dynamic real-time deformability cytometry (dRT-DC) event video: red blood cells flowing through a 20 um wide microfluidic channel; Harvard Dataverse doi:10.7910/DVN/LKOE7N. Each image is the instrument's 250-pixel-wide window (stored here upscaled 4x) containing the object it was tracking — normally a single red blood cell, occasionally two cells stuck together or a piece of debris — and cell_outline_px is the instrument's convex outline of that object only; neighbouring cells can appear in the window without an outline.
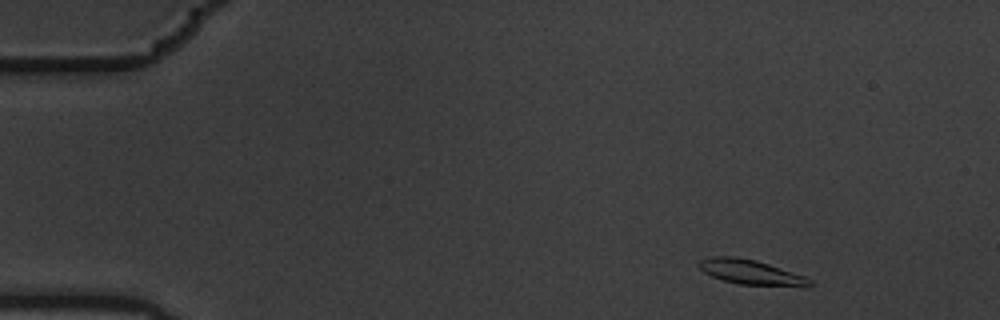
{"species": "common noctule bat (a hibernating species)", "species_latin": "Nyctalus noctula", "temperature_condition": "warm", "stored_images_in_passage": 4, "camera_frame_rate_fps": 3000, "um_per_image_px": 0.085, "animal": {"sex": "male", "body_mass_g": 19.5, "forearm_length_mm": 54.6}, "frame": {"image": 1, "passage_image": 1, "time_ms": 0.0, "image_size_px": [1000, 320], "cell_outline_px": [[816, 284], [808, 288], [740, 284], [724, 280], [712, 276], [704, 272], [696, 264], [700, 260], [708, 256], [736, 256], [756, 260], [804, 276], [812, 280]], "centroid_in_image_um": [63.88, 23.15], "position_along_channel_um": 21.1, "area_um2": 16.36}}
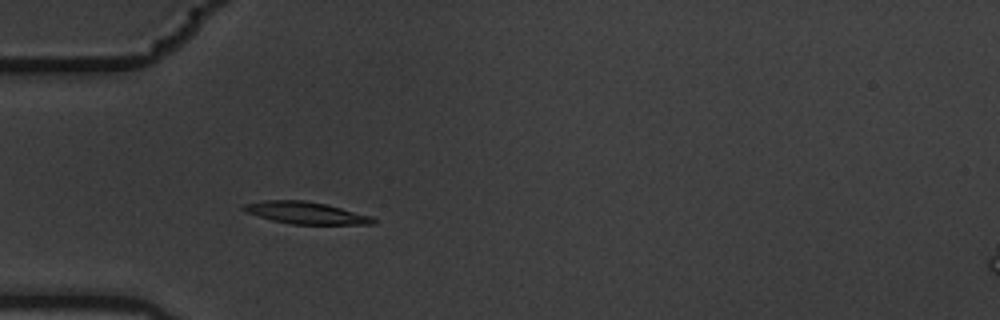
{"frame": {"image": 2, "passage_image": 4, "time_ms": 1.0, "image_size_px": [1000, 320], "cell_outline_px": [[376, 224], [292, 224], [272, 220], [244, 212], [240, 208], [244, 204], [264, 200], [304, 200], [324, 204], [372, 216], [376, 220]], "centroid_in_image_um": [25.95, 18.09], "position_along_channel_um": 59.0, "area_um2": 16.53}}